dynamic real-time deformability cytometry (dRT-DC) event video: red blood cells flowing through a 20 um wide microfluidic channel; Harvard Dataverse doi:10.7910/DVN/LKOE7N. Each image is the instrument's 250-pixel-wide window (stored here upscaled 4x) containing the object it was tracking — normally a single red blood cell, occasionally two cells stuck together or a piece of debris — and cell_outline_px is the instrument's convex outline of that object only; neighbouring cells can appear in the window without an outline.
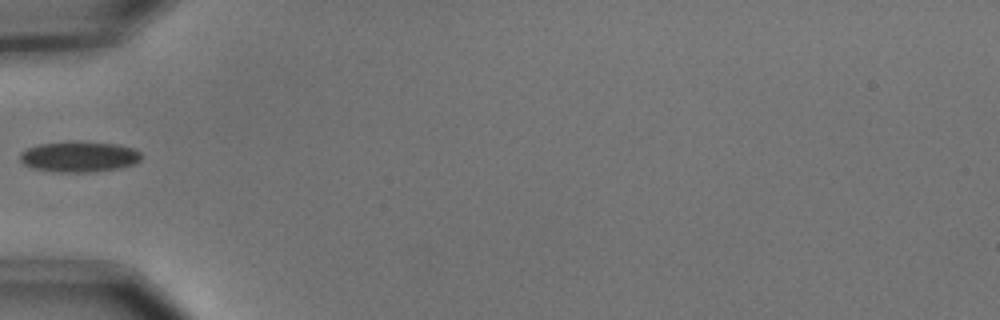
{"species": "common noctule bat (a hibernating species)", "species_latin": "Nyctalus noctula", "temperature_condition": "cold", "stored_images_in_passage": 10, "camera_frame_rate_fps": 3000, "um_per_image_px": 0.085, "animal": {"sex": "male", "body_mass_g": 15.6}, "frame": {"image": 1, "passage_image": 1, "time_ms": 0.0, "image_size_px": [1000, 320], "cell_outline_px": [[144, 156], [140, 160], [132, 164], [120, 168], [96, 172], [60, 172], [36, 168], [24, 164], [20, 160], [20, 152], [28, 148], [40, 144], [68, 140], [72, 140], [120, 144], [132, 148], [140, 152]], "centroid_in_image_um": [6.76, 13.3], "position_along_channel_um": 78.2, "area_um2": 21.96}}
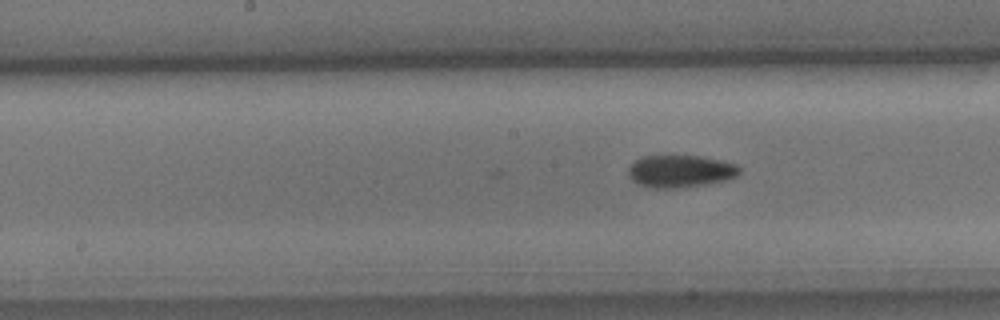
{"frame": {"image": 2, "passage_image": 10, "time_ms": 3.0, "image_size_px": [1000, 320], "cell_outline_px": [[740, 172], [736, 176], [728, 180], [708, 184], [676, 188], [656, 188], [640, 184], [632, 180], [628, 176], [628, 168], [640, 156], [700, 156], [720, 160], [736, 164], [740, 168]], "centroid_in_image_um": [57.84, 14.55], "position_along_channel_um": 190.4, "area_um2": 20.92}}